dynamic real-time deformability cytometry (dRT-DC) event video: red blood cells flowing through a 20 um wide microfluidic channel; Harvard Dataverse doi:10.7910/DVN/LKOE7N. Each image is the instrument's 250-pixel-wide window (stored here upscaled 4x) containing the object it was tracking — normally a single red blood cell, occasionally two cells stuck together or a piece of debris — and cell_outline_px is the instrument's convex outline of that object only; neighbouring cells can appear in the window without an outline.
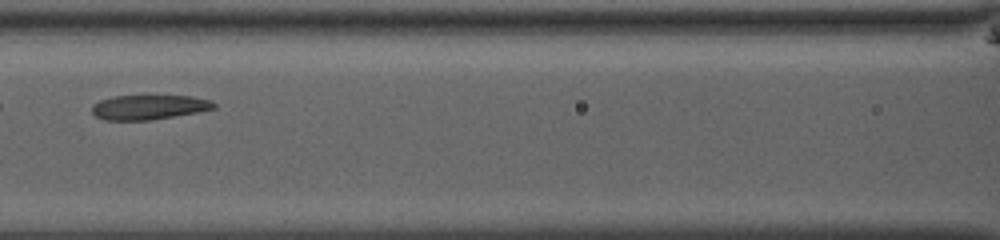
{"species": "common noctule bat (a hibernating species)", "species_latin": "Nyctalus noctula", "temperature_condition": "room temperature", "stored_images_in_passage": 46, "camera_frame_rate_fps": 3000, "um_per_image_px": 0.085, "animal": {"sex": "male", "body_mass_g": 13.0, "forearm_length_mm": 53.1}, "frame": {"image": 1, "passage_image": 21, "time_ms": 6.667, "image_size_px": [1000, 240], "cell_outline_px": [[216, 108], [196, 112], [148, 120], [104, 120], [96, 116], [92, 112], [92, 104], [100, 100], [112, 96], [192, 96], [212, 100], [216, 104]], "centroid_in_image_um": [12.64, 9.1], "position_along_channel_um": 154.0, "area_um2": 17.4}}
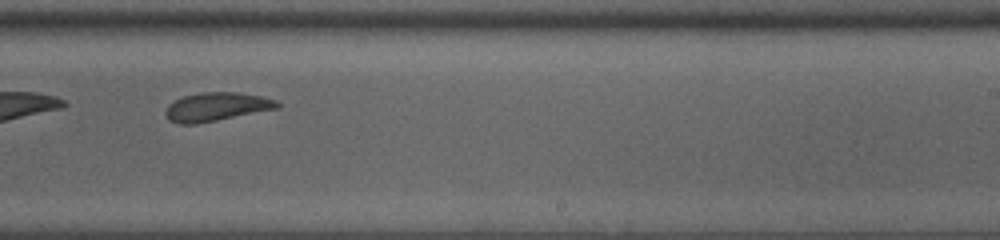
{"frame": {"image": 2, "passage_image": 30, "time_ms": 9.667, "image_size_px": [1000, 240], "cell_outline_px": [[280, 108], [196, 124], [180, 124], [168, 120], [164, 112], [168, 104], [184, 96], [200, 92], [236, 92], [260, 96], [276, 100], [280, 104]], "centroid_in_image_um": [18.39, 9.08], "position_along_channel_um": 270.6, "area_um2": 18.61}}
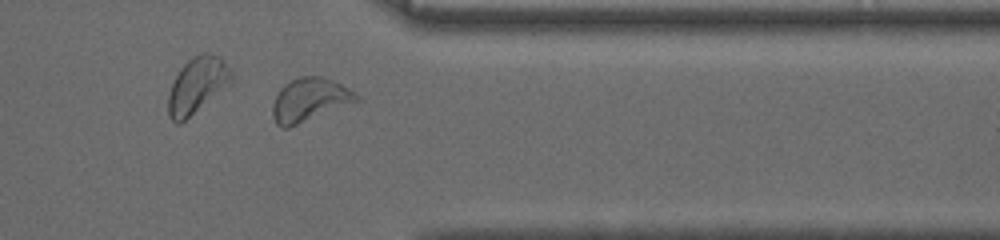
{"frame": {"image": 3, "passage_image": 39, "time_ms": 12.667, "image_size_px": [1000, 240], "cell_outline_px": [[360, 100], [288, 128], [280, 128], [276, 124], [272, 116], [272, 104], [280, 88], [284, 84], [300, 76], [320, 76], [332, 80], [356, 92], [360, 96]], "centroid_in_image_um": [26.29, 8.49], "position_along_channel_um": 385.1, "area_um2": 21.15}, "authors_computed_cell_mechanics": {"area_um2": 20.2011, "velocity_mm_per_s": 3.9027, "shape_relaxation_time_tau1_ms": 6.5084, "shape_relaxation_time_tau2_ms": 2.2104, "deformation_change_tau1": 0.1617, "deformation_change_tau2": 0.0627}}